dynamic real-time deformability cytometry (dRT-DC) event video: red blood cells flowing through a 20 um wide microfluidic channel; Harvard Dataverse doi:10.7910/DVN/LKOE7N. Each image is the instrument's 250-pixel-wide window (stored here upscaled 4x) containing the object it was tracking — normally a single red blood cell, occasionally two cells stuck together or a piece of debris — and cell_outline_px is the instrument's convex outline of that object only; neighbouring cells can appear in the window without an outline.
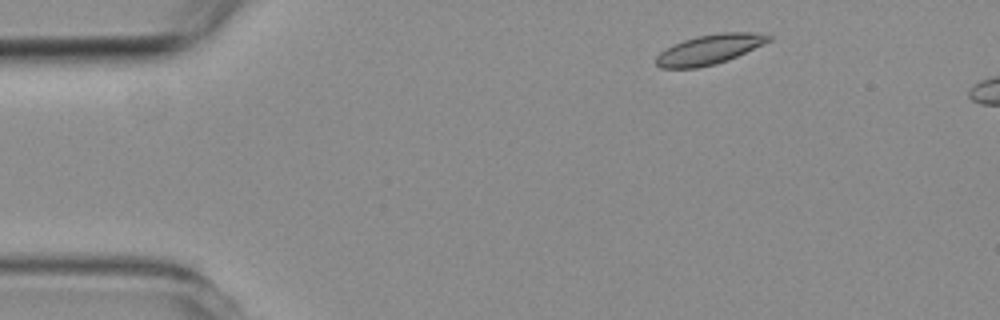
{"species": "common noctule bat (a hibernating species)", "species_latin": "Nyctalus noctula", "temperature_condition": "room temperature", "stored_images_in_passage": 2, "camera_frame_rate_fps": 3000, "um_per_image_px": 0.085, "animal": {"sex": "female", "body_mass_g": 19.3, "forearm_length_mm": 54.1}, "frame": {"image": 1, "passage_image": 2, "time_ms": 1.333, "image_size_px": [1000, 320], "cell_outline_px": [[772, 40], [764, 44], [736, 56], [716, 64], [696, 68], [660, 68], [656, 64], [656, 56], [660, 52], [684, 40], [696, 36], [720, 32], [756, 32], [772, 36]], "centroid_in_image_um": [60.32, 4.19], "position_along_channel_um": 24.7, "area_um2": 19.36}}